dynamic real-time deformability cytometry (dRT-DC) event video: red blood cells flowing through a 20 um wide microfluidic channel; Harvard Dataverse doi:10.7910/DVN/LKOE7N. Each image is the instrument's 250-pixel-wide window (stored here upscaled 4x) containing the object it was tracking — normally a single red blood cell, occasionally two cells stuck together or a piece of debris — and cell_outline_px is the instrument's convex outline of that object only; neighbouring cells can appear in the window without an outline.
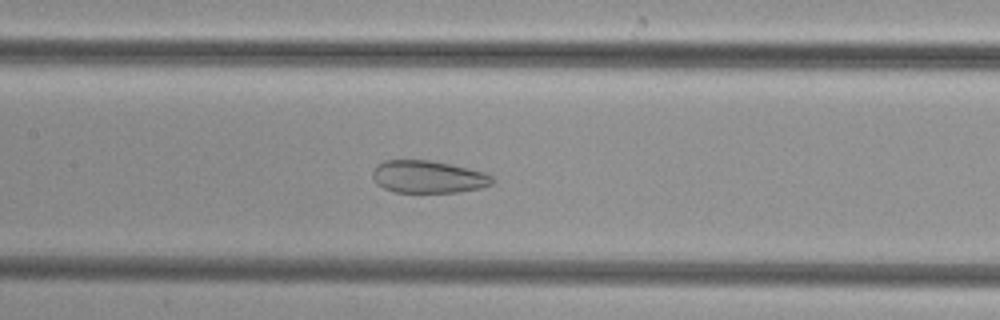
{"species": "common noctule bat (a hibernating species)", "species_latin": "Nyctalus noctula", "temperature_condition": "cold", "stored_images_in_passage": 39, "camera_frame_rate_fps": 3000, "um_per_image_px": 0.085, "animal": {"sex": "female", "body_mass_g": 29.2, "forearm_length_mm": 56.3}, "frame": {"image": 1, "passage_image": 20, "time_ms": 6.333, "image_size_px": [1000, 320], "cell_outline_px": [[496, 180], [492, 184], [480, 188], [456, 192], [392, 192], [384, 188], [372, 176], [372, 172], [384, 160], [432, 160], [488, 172]], "centroid_in_image_um": [36.47, 15.02], "position_along_channel_um": 170.9, "area_um2": 22.66}}
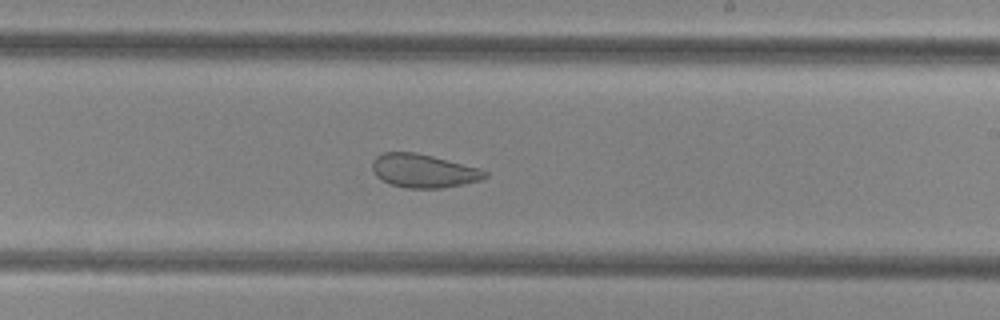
{"frame": {"image": 2, "passage_image": 26, "time_ms": 8.333, "image_size_px": [1000, 320], "cell_outline_px": [[488, 176], [480, 180], [464, 184], [440, 188], [404, 188], [392, 184], [376, 176], [372, 168], [372, 160], [376, 156], [384, 152], [416, 152], [480, 168], [488, 172]], "centroid_in_image_um": [36.0, 14.52], "position_along_channel_um": 253.0, "area_um2": 21.96}}
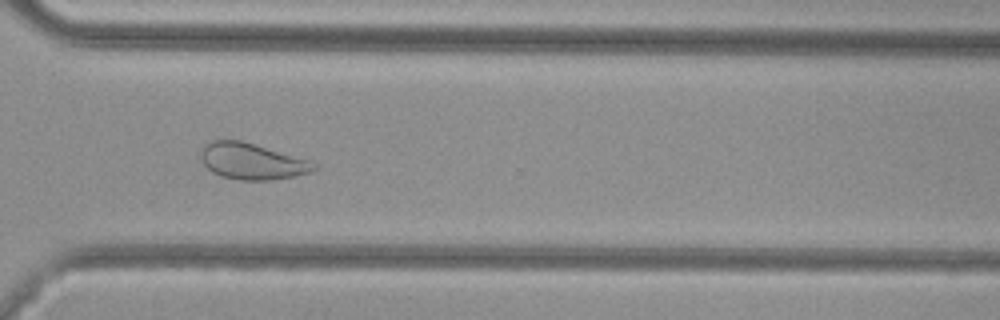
{"frame": {"image": 3, "passage_image": 33, "time_ms": 10.667, "image_size_px": [1000, 320], "cell_outline_px": [[316, 168], [308, 172], [292, 176], [272, 180], [240, 180], [220, 176], [212, 172], [200, 160], [200, 148], [208, 140], [240, 140], [308, 160], [316, 164]], "centroid_in_image_um": [21.32, 13.7], "position_along_channel_um": 349.3, "area_um2": 23.7}}